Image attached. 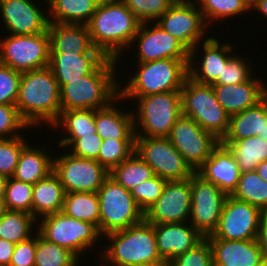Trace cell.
<instances>
[{"label":"cell","mask_w":267,"mask_h":266,"mask_svg":"<svg viewBox=\"0 0 267 266\" xmlns=\"http://www.w3.org/2000/svg\"><path fill=\"white\" fill-rule=\"evenodd\" d=\"M261 237H267V209L262 211V234Z\"/></svg>","instance_id":"55"},{"label":"cell","mask_w":267,"mask_h":266,"mask_svg":"<svg viewBox=\"0 0 267 266\" xmlns=\"http://www.w3.org/2000/svg\"><path fill=\"white\" fill-rule=\"evenodd\" d=\"M196 1L171 5L157 20V24L173 37L181 41L189 50V60L198 52V44L204 38L207 23ZM206 27V29H205ZM205 30V31H204ZM201 39V40H200Z\"/></svg>","instance_id":"16"},{"label":"cell","mask_w":267,"mask_h":266,"mask_svg":"<svg viewBox=\"0 0 267 266\" xmlns=\"http://www.w3.org/2000/svg\"><path fill=\"white\" fill-rule=\"evenodd\" d=\"M263 140H267V95L263 98V128L262 134L258 135Z\"/></svg>","instance_id":"52"},{"label":"cell","mask_w":267,"mask_h":266,"mask_svg":"<svg viewBox=\"0 0 267 266\" xmlns=\"http://www.w3.org/2000/svg\"><path fill=\"white\" fill-rule=\"evenodd\" d=\"M251 72L252 69L244 58L233 56L228 63L223 66L221 76H218L213 84L235 85L249 81L252 78Z\"/></svg>","instance_id":"47"},{"label":"cell","mask_w":267,"mask_h":266,"mask_svg":"<svg viewBox=\"0 0 267 266\" xmlns=\"http://www.w3.org/2000/svg\"><path fill=\"white\" fill-rule=\"evenodd\" d=\"M157 249L165 263L187 252L204 237L187 222L154 224Z\"/></svg>","instance_id":"21"},{"label":"cell","mask_w":267,"mask_h":266,"mask_svg":"<svg viewBox=\"0 0 267 266\" xmlns=\"http://www.w3.org/2000/svg\"><path fill=\"white\" fill-rule=\"evenodd\" d=\"M102 236L124 230L144 220V212L138 207L130 191L108 177L98 192Z\"/></svg>","instance_id":"8"},{"label":"cell","mask_w":267,"mask_h":266,"mask_svg":"<svg viewBox=\"0 0 267 266\" xmlns=\"http://www.w3.org/2000/svg\"><path fill=\"white\" fill-rule=\"evenodd\" d=\"M41 149V150H40ZM53 171V157L41 147L27 144L21 151L19 162L12 178L29 184H36Z\"/></svg>","instance_id":"29"},{"label":"cell","mask_w":267,"mask_h":266,"mask_svg":"<svg viewBox=\"0 0 267 266\" xmlns=\"http://www.w3.org/2000/svg\"><path fill=\"white\" fill-rule=\"evenodd\" d=\"M27 144L23 136L0 138V175L13 177L21 151Z\"/></svg>","instance_id":"42"},{"label":"cell","mask_w":267,"mask_h":266,"mask_svg":"<svg viewBox=\"0 0 267 266\" xmlns=\"http://www.w3.org/2000/svg\"><path fill=\"white\" fill-rule=\"evenodd\" d=\"M32 192V184L8 178L4 196L7 210L32 214Z\"/></svg>","instance_id":"40"},{"label":"cell","mask_w":267,"mask_h":266,"mask_svg":"<svg viewBox=\"0 0 267 266\" xmlns=\"http://www.w3.org/2000/svg\"><path fill=\"white\" fill-rule=\"evenodd\" d=\"M53 172L66 193L98 192L109 171L96 160L79 158L70 153L53 158Z\"/></svg>","instance_id":"15"},{"label":"cell","mask_w":267,"mask_h":266,"mask_svg":"<svg viewBox=\"0 0 267 266\" xmlns=\"http://www.w3.org/2000/svg\"><path fill=\"white\" fill-rule=\"evenodd\" d=\"M134 98H138L139 102L137 114L133 112L135 137H168L171 128L182 115L180 91ZM137 120L138 122H136ZM138 124L143 133L141 130L137 131L140 129L136 128Z\"/></svg>","instance_id":"7"},{"label":"cell","mask_w":267,"mask_h":266,"mask_svg":"<svg viewBox=\"0 0 267 266\" xmlns=\"http://www.w3.org/2000/svg\"><path fill=\"white\" fill-rule=\"evenodd\" d=\"M221 143L230 150L241 173L256 170L259 163L267 161V140L259 136Z\"/></svg>","instance_id":"31"},{"label":"cell","mask_w":267,"mask_h":266,"mask_svg":"<svg viewBox=\"0 0 267 266\" xmlns=\"http://www.w3.org/2000/svg\"><path fill=\"white\" fill-rule=\"evenodd\" d=\"M248 9H252L259 0H241Z\"/></svg>","instance_id":"57"},{"label":"cell","mask_w":267,"mask_h":266,"mask_svg":"<svg viewBox=\"0 0 267 266\" xmlns=\"http://www.w3.org/2000/svg\"><path fill=\"white\" fill-rule=\"evenodd\" d=\"M61 212L68 217L93 223L99 229L100 210L97 192L66 193Z\"/></svg>","instance_id":"33"},{"label":"cell","mask_w":267,"mask_h":266,"mask_svg":"<svg viewBox=\"0 0 267 266\" xmlns=\"http://www.w3.org/2000/svg\"><path fill=\"white\" fill-rule=\"evenodd\" d=\"M171 5L173 4H186V3H189V2H192V1H195V0H168Z\"/></svg>","instance_id":"59"},{"label":"cell","mask_w":267,"mask_h":266,"mask_svg":"<svg viewBox=\"0 0 267 266\" xmlns=\"http://www.w3.org/2000/svg\"><path fill=\"white\" fill-rule=\"evenodd\" d=\"M98 4H102V3H108V2H112L115 0H95Z\"/></svg>","instance_id":"61"},{"label":"cell","mask_w":267,"mask_h":266,"mask_svg":"<svg viewBox=\"0 0 267 266\" xmlns=\"http://www.w3.org/2000/svg\"><path fill=\"white\" fill-rule=\"evenodd\" d=\"M140 24L122 0H115L98 4L87 27L93 46L118 61L122 50L132 44Z\"/></svg>","instance_id":"2"},{"label":"cell","mask_w":267,"mask_h":266,"mask_svg":"<svg viewBox=\"0 0 267 266\" xmlns=\"http://www.w3.org/2000/svg\"><path fill=\"white\" fill-rule=\"evenodd\" d=\"M189 59H161L150 62H138V72L119 89V98L149 94L181 91L188 77Z\"/></svg>","instance_id":"5"},{"label":"cell","mask_w":267,"mask_h":266,"mask_svg":"<svg viewBox=\"0 0 267 266\" xmlns=\"http://www.w3.org/2000/svg\"><path fill=\"white\" fill-rule=\"evenodd\" d=\"M207 239L212 247L213 266H257L266 259L261 238L251 240Z\"/></svg>","instance_id":"20"},{"label":"cell","mask_w":267,"mask_h":266,"mask_svg":"<svg viewBox=\"0 0 267 266\" xmlns=\"http://www.w3.org/2000/svg\"><path fill=\"white\" fill-rule=\"evenodd\" d=\"M48 30L37 35L10 34L0 42V63L20 72L49 66Z\"/></svg>","instance_id":"10"},{"label":"cell","mask_w":267,"mask_h":266,"mask_svg":"<svg viewBox=\"0 0 267 266\" xmlns=\"http://www.w3.org/2000/svg\"><path fill=\"white\" fill-rule=\"evenodd\" d=\"M30 128L20 117L15 105L0 104V138L18 137V130Z\"/></svg>","instance_id":"49"},{"label":"cell","mask_w":267,"mask_h":266,"mask_svg":"<svg viewBox=\"0 0 267 266\" xmlns=\"http://www.w3.org/2000/svg\"><path fill=\"white\" fill-rule=\"evenodd\" d=\"M191 212V177L167 181L162 195L144 213L150 224L187 222ZM188 219V220H186Z\"/></svg>","instance_id":"17"},{"label":"cell","mask_w":267,"mask_h":266,"mask_svg":"<svg viewBox=\"0 0 267 266\" xmlns=\"http://www.w3.org/2000/svg\"><path fill=\"white\" fill-rule=\"evenodd\" d=\"M14 248L15 244L0 239V266H9Z\"/></svg>","instance_id":"51"},{"label":"cell","mask_w":267,"mask_h":266,"mask_svg":"<svg viewBox=\"0 0 267 266\" xmlns=\"http://www.w3.org/2000/svg\"><path fill=\"white\" fill-rule=\"evenodd\" d=\"M257 266H267V259H265L263 262H261L259 265Z\"/></svg>","instance_id":"62"},{"label":"cell","mask_w":267,"mask_h":266,"mask_svg":"<svg viewBox=\"0 0 267 266\" xmlns=\"http://www.w3.org/2000/svg\"><path fill=\"white\" fill-rule=\"evenodd\" d=\"M198 3L207 25L213 19L219 20L226 17L230 19V17L249 11L241 0H199Z\"/></svg>","instance_id":"41"},{"label":"cell","mask_w":267,"mask_h":266,"mask_svg":"<svg viewBox=\"0 0 267 266\" xmlns=\"http://www.w3.org/2000/svg\"><path fill=\"white\" fill-rule=\"evenodd\" d=\"M252 9L260 11L267 18V0H259Z\"/></svg>","instance_id":"54"},{"label":"cell","mask_w":267,"mask_h":266,"mask_svg":"<svg viewBox=\"0 0 267 266\" xmlns=\"http://www.w3.org/2000/svg\"><path fill=\"white\" fill-rule=\"evenodd\" d=\"M255 171L262 179L267 182V161L259 163Z\"/></svg>","instance_id":"53"},{"label":"cell","mask_w":267,"mask_h":266,"mask_svg":"<svg viewBox=\"0 0 267 266\" xmlns=\"http://www.w3.org/2000/svg\"><path fill=\"white\" fill-rule=\"evenodd\" d=\"M49 22L87 25L98 3L95 0H46ZM53 18V20H52Z\"/></svg>","instance_id":"30"},{"label":"cell","mask_w":267,"mask_h":266,"mask_svg":"<svg viewBox=\"0 0 267 266\" xmlns=\"http://www.w3.org/2000/svg\"><path fill=\"white\" fill-rule=\"evenodd\" d=\"M7 181H8L7 177L0 175V197L5 196Z\"/></svg>","instance_id":"56"},{"label":"cell","mask_w":267,"mask_h":266,"mask_svg":"<svg viewBox=\"0 0 267 266\" xmlns=\"http://www.w3.org/2000/svg\"><path fill=\"white\" fill-rule=\"evenodd\" d=\"M38 224L37 232L46 240L78 255L88 250L100 238L98 227L90 222L68 217L62 212L49 214Z\"/></svg>","instance_id":"9"},{"label":"cell","mask_w":267,"mask_h":266,"mask_svg":"<svg viewBox=\"0 0 267 266\" xmlns=\"http://www.w3.org/2000/svg\"><path fill=\"white\" fill-rule=\"evenodd\" d=\"M6 211H7V208L5 206L4 197H0V218L4 215Z\"/></svg>","instance_id":"58"},{"label":"cell","mask_w":267,"mask_h":266,"mask_svg":"<svg viewBox=\"0 0 267 266\" xmlns=\"http://www.w3.org/2000/svg\"><path fill=\"white\" fill-rule=\"evenodd\" d=\"M231 196L263 211L267 209V182L255 170L241 173Z\"/></svg>","instance_id":"36"},{"label":"cell","mask_w":267,"mask_h":266,"mask_svg":"<svg viewBox=\"0 0 267 266\" xmlns=\"http://www.w3.org/2000/svg\"><path fill=\"white\" fill-rule=\"evenodd\" d=\"M134 152L167 181L185 180L194 173L167 137H135Z\"/></svg>","instance_id":"11"},{"label":"cell","mask_w":267,"mask_h":266,"mask_svg":"<svg viewBox=\"0 0 267 266\" xmlns=\"http://www.w3.org/2000/svg\"><path fill=\"white\" fill-rule=\"evenodd\" d=\"M263 248H264V254L267 259V237H261Z\"/></svg>","instance_id":"60"},{"label":"cell","mask_w":267,"mask_h":266,"mask_svg":"<svg viewBox=\"0 0 267 266\" xmlns=\"http://www.w3.org/2000/svg\"><path fill=\"white\" fill-rule=\"evenodd\" d=\"M253 77L235 85L212 84L217 101L231 116L255 106L267 95V87Z\"/></svg>","instance_id":"23"},{"label":"cell","mask_w":267,"mask_h":266,"mask_svg":"<svg viewBox=\"0 0 267 266\" xmlns=\"http://www.w3.org/2000/svg\"><path fill=\"white\" fill-rule=\"evenodd\" d=\"M126 7L141 22H152L171 6L168 0H122Z\"/></svg>","instance_id":"46"},{"label":"cell","mask_w":267,"mask_h":266,"mask_svg":"<svg viewBox=\"0 0 267 266\" xmlns=\"http://www.w3.org/2000/svg\"><path fill=\"white\" fill-rule=\"evenodd\" d=\"M50 52L78 54H102L90 39L87 25L49 22Z\"/></svg>","instance_id":"25"},{"label":"cell","mask_w":267,"mask_h":266,"mask_svg":"<svg viewBox=\"0 0 267 266\" xmlns=\"http://www.w3.org/2000/svg\"><path fill=\"white\" fill-rule=\"evenodd\" d=\"M32 0H0L6 29L14 35H37L48 30V15Z\"/></svg>","instance_id":"19"},{"label":"cell","mask_w":267,"mask_h":266,"mask_svg":"<svg viewBox=\"0 0 267 266\" xmlns=\"http://www.w3.org/2000/svg\"><path fill=\"white\" fill-rule=\"evenodd\" d=\"M262 234V211L251 204L227 195L217 225L206 238L225 240L260 239Z\"/></svg>","instance_id":"12"},{"label":"cell","mask_w":267,"mask_h":266,"mask_svg":"<svg viewBox=\"0 0 267 266\" xmlns=\"http://www.w3.org/2000/svg\"><path fill=\"white\" fill-rule=\"evenodd\" d=\"M65 190L59 177L52 171L47 177L33 185L32 216H46L61 212Z\"/></svg>","instance_id":"28"},{"label":"cell","mask_w":267,"mask_h":266,"mask_svg":"<svg viewBox=\"0 0 267 266\" xmlns=\"http://www.w3.org/2000/svg\"><path fill=\"white\" fill-rule=\"evenodd\" d=\"M116 62L106 57L90 74L80 79L67 80V84L60 88L61 111L96 110L117 101V98L121 100L120 84L115 80Z\"/></svg>","instance_id":"3"},{"label":"cell","mask_w":267,"mask_h":266,"mask_svg":"<svg viewBox=\"0 0 267 266\" xmlns=\"http://www.w3.org/2000/svg\"><path fill=\"white\" fill-rule=\"evenodd\" d=\"M167 138L194 172L220 143L212 133L203 130L197 122L184 115L177 119Z\"/></svg>","instance_id":"14"},{"label":"cell","mask_w":267,"mask_h":266,"mask_svg":"<svg viewBox=\"0 0 267 266\" xmlns=\"http://www.w3.org/2000/svg\"><path fill=\"white\" fill-rule=\"evenodd\" d=\"M180 95L181 114L221 141L227 134L230 116L217 101L212 85L200 84L187 77Z\"/></svg>","instance_id":"6"},{"label":"cell","mask_w":267,"mask_h":266,"mask_svg":"<svg viewBox=\"0 0 267 266\" xmlns=\"http://www.w3.org/2000/svg\"><path fill=\"white\" fill-rule=\"evenodd\" d=\"M263 99L255 106L230 116L227 134L220 142H234L262 134Z\"/></svg>","instance_id":"32"},{"label":"cell","mask_w":267,"mask_h":266,"mask_svg":"<svg viewBox=\"0 0 267 266\" xmlns=\"http://www.w3.org/2000/svg\"><path fill=\"white\" fill-rule=\"evenodd\" d=\"M233 49L231 44L224 43L221 45L213 37L205 39L203 42L204 56L202 61H199L200 68L195 66L198 63L197 61L189 60L188 77L200 84L212 85L217 80V77L221 76L223 66L233 57V55H228L232 53L231 50Z\"/></svg>","instance_id":"24"},{"label":"cell","mask_w":267,"mask_h":266,"mask_svg":"<svg viewBox=\"0 0 267 266\" xmlns=\"http://www.w3.org/2000/svg\"><path fill=\"white\" fill-rule=\"evenodd\" d=\"M154 176L153 169L135 152L109 171V177L128 191Z\"/></svg>","instance_id":"34"},{"label":"cell","mask_w":267,"mask_h":266,"mask_svg":"<svg viewBox=\"0 0 267 266\" xmlns=\"http://www.w3.org/2000/svg\"><path fill=\"white\" fill-rule=\"evenodd\" d=\"M196 172L219 187L226 195L233 193L241 174L232 153L221 142Z\"/></svg>","instance_id":"22"},{"label":"cell","mask_w":267,"mask_h":266,"mask_svg":"<svg viewBox=\"0 0 267 266\" xmlns=\"http://www.w3.org/2000/svg\"><path fill=\"white\" fill-rule=\"evenodd\" d=\"M60 147H71L73 156L96 160L102 145V139L96 134L81 135L79 138H63L58 142Z\"/></svg>","instance_id":"44"},{"label":"cell","mask_w":267,"mask_h":266,"mask_svg":"<svg viewBox=\"0 0 267 266\" xmlns=\"http://www.w3.org/2000/svg\"><path fill=\"white\" fill-rule=\"evenodd\" d=\"M113 102L104 108L95 110L96 133L102 140L135 139L132 111L122 112L115 108Z\"/></svg>","instance_id":"27"},{"label":"cell","mask_w":267,"mask_h":266,"mask_svg":"<svg viewBox=\"0 0 267 266\" xmlns=\"http://www.w3.org/2000/svg\"><path fill=\"white\" fill-rule=\"evenodd\" d=\"M167 180L155 175L130 190L138 207L145 213L162 195Z\"/></svg>","instance_id":"43"},{"label":"cell","mask_w":267,"mask_h":266,"mask_svg":"<svg viewBox=\"0 0 267 266\" xmlns=\"http://www.w3.org/2000/svg\"><path fill=\"white\" fill-rule=\"evenodd\" d=\"M106 57L103 54H78L70 52H50L49 67L59 88L67 80H76L90 74Z\"/></svg>","instance_id":"26"},{"label":"cell","mask_w":267,"mask_h":266,"mask_svg":"<svg viewBox=\"0 0 267 266\" xmlns=\"http://www.w3.org/2000/svg\"><path fill=\"white\" fill-rule=\"evenodd\" d=\"M112 241L102 260L114 266H165L157 249L154 224L143 220L124 230L105 235Z\"/></svg>","instance_id":"4"},{"label":"cell","mask_w":267,"mask_h":266,"mask_svg":"<svg viewBox=\"0 0 267 266\" xmlns=\"http://www.w3.org/2000/svg\"><path fill=\"white\" fill-rule=\"evenodd\" d=\"M37 222L39 221L32 214L7 210L0 218V239L7 240L15 245L27 240L32 237L31 232Z\"/></svg>","instance_id":"35"},{"label":"cell","mask_w":267,"mask_h":266,"mask_svg":"<svg viewBox=\"0 0 267 266\" xmlns=\"http://www.w3.org/2000/svg\"><path fill=\"white\" fill-rule=\"evenodd\" d=\"M78 258L68 249L54 244L36 232L35 266H78Z\"/></svg>","instance_id":"38"},{"label":"cell","mask_w":267,"mask_h":266,"mask_svg":"<svg viewBox=\"0 0 267 266\" xmlns=\"http://www.w3.org/2000/svg\"><path fill=\"white\" fill-rule=\"evenodd\" d=\"M22 72L0 63V104L15 105Z\"/></svg>","instance_id":"48"},{"label":"cell","mask_w":267,"mask_h":266,"mask_svg":"<svg viewBox=\"0 0 267 266\" xmlns=\"http://www.w3.org/2000/svg\"><path fill=\"white\" fill-rule=\"evenodd\" d=\"M15 106L30 127L54 125L61 113L60 88L49 66L22 72Z\"/></svg>","instance_id":"1"},{"label":"cell","mask_w":267,"mask_h":266,"mask_svg":"<svg viewBox=\"0 0 267 266\" xmlns=\"http://www.w3.org/2000/svg\"><path fill=\"white\" fill-rule=\"evenodd\" d=\"M165 266H213L210 242L204 238L194 248L170 260Z\"/></svg>","instance_id":"45"},{"label":"cell","mask_w":267,"mask_h":266,"mask_svg":"<svg viewBox=\"0 0 267 266\" xmlns=\"http://www.w3.org/2000/svg\"><path fill=\"white\" fill-rule=\"evenodd\" d=\"M227 195L197 172L191 175V225L204 237L217 229Z\"/></svg>","instance_id":"13"},{"label":"cell","mask_w":267,"mask_h":266,"mask_svg":"<svg viewBox=\"0 0 267 266\" xmlns=\"http://www.w3.org/2000/svg\"><path fill=\"white\" fill-rule=\"evenodd\" d=\"M67 131L69 137L79 138L81 135L96 134L95 110L77 109L61 111L60 116L54 123L53 127L61 125Z\"/></svg>","instance_id":"37"},{"label":"cell","mask_w":267,"mask_h":266,"mask_svg":"<svg viewBox=\"0 0 267 266\" xmlns=\"http://www.w3.org/2000/svg\"><path fill=\"white\" fill-rule=\"evenodd\" d=\"M135 151V139L102 140L96 161L108 171L128 159Z\"/></svg>","instance_id":"39"},{"label":"cell","mask_w":267,"mask_h":266,"mask_svg":"<svg viewBox=\"0 0 267 266\" xmlns=\"http://www.w3.org/2000/svg\"><path fill=\"white\" fill-rule=\"evenodd\" d=\"M15 245L9 266H35L36 233Z\"/></svg>","instance_id":"50"},{"label":"cell","mask_w":267,"mask_h":266,"mask_svg":"<svg viewBox=\"0 0 267 266\" xmlns=\"http://www.w3.org/2000/svg\"><path fill=\"white\" fill-rule=\"evenodd\" d=\"M141 23L132 43L138 39L137 62H150L161 59H189L190 50L177 38L164 31L156 22L147 27Z\"/></svg>","instance_id":"18"}]
</instances>
